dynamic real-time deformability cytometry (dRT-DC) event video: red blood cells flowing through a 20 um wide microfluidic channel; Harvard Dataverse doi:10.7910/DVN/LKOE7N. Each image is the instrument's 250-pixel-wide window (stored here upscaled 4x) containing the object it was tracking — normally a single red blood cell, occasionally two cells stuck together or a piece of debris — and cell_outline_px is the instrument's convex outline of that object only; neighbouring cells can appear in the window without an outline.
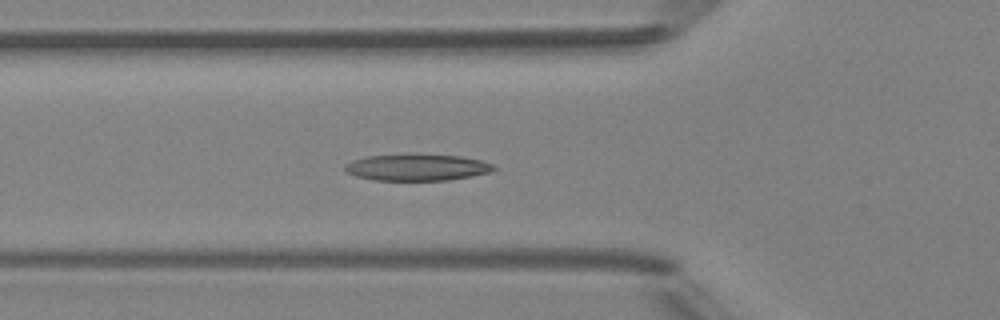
{"species": "Egyptian fruit bat (a non-hibernating species)", "species_latin": "Rousettus aegyptiacus", "temperature_condition": "room temperature", "stored_images_in_passage": 44, "camera_frame_rate_fps": 3000, "um_per_image_px": 0.085, "animal": {"sex": "female"}, "frame": {"image": 1, "passage_image": 12, "time_ms": 3.667, "image_size_px": [1000, 320], "cell_outline_px": [[496, 168], [492, 172], [472, 176], [448, 180], [376, 180], [356, 176], [344, 172], [344, 164], [352, 160], [368, 156], [460, 156], [480, 160], [492, 164]], "centroid_in_image_um": [35.43, 14.26], "position_along_channel_um": 90.4, "area_um2": 22.37}}
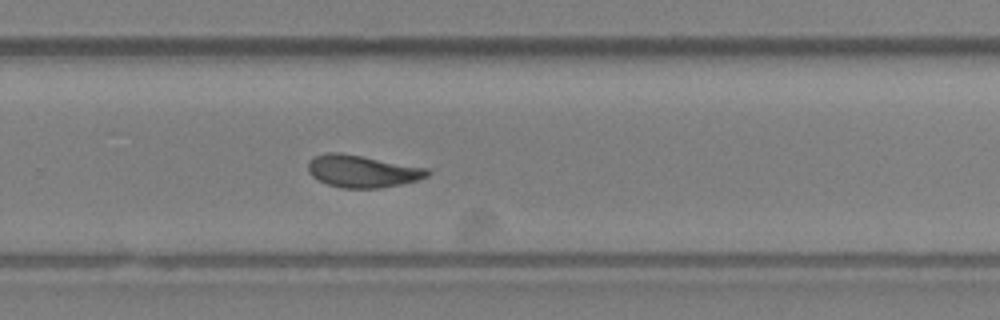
{"frame": {"image": 2, "passage_image": 27, "time_ms": 8.667, "image_size_px": [1000, 320], "cell_outline_px": [[432, 172], [428, 176], [416, 180], [400, 184], [380, 188], [340, 188], [328, 184], [312, 176], [308, 172], [308, 164], [316, 156], [328, 152], [340, 152], [428, 168]], "centroid_in_image_um": [30.81, 14.56], "position_along_channel_um": 299.0, "area_um2": 22.25}}
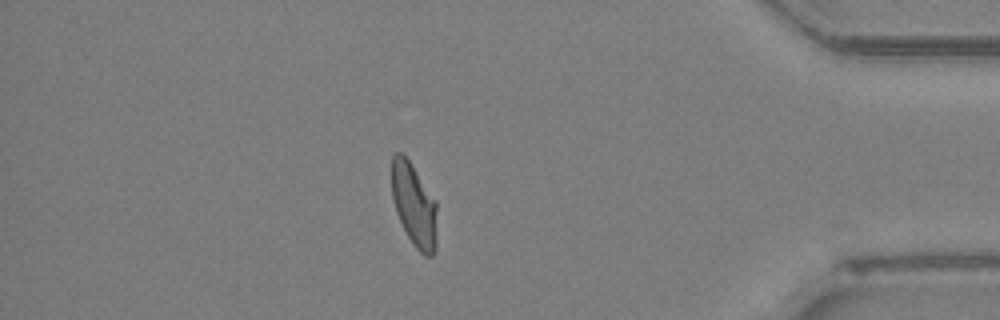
{"frame": {"image": 3, "passage_image": 37, "time_ms": 12.0, "image_size_px": [1000, 320], "cell_outline_px": [[436, 248], [432, 256], [424, 256], [412, 244], [396, 212], [392, 196], [392, 156], [396, 152], [400, 152], [408, 160], [436, 200]], "centroid_in_image_um": [35.2, 17.45], "position_along_channel_um": 400.0, "area_um2": 21.73}}